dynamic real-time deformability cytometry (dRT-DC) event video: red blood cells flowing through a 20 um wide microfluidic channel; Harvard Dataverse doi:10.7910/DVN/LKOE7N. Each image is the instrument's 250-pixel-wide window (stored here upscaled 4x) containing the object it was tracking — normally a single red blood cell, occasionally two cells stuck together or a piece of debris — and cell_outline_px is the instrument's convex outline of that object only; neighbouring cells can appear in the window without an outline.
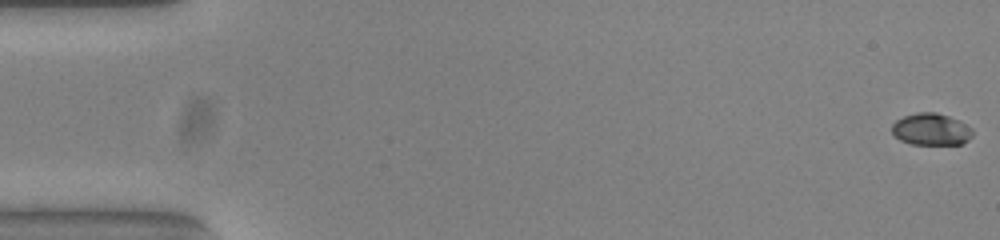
{"species": "common noctule bat (a hibernating species)", "species_latin": "Nyctalus noctula", "temperature_condition": "warm", "stored_images_in_passage": 54, "camera_frame_rate_fps": 3000, "um_per_image_px": 0.085, "animal": {"sex": "female", "body_mass_g": 23.0, "forearm_length_mm": 53.4}, "frame": {"image": 1, "passage_image": 1, "time_ms": 0.0, "image_size_px": [1000, 240], "cell_outline_px": [[972, 136], [968, 140], [960, 144], [912, 144], [900, 140], [892, 132], [892, 124], [896, 120], [904, 116], [916, 112], [936, 112], [960, 120], [972, 128]], "centroid_in_image_um": [79.15, 10.98], "position_along_channel_um": 5.8, "area_um2": 15.03}}
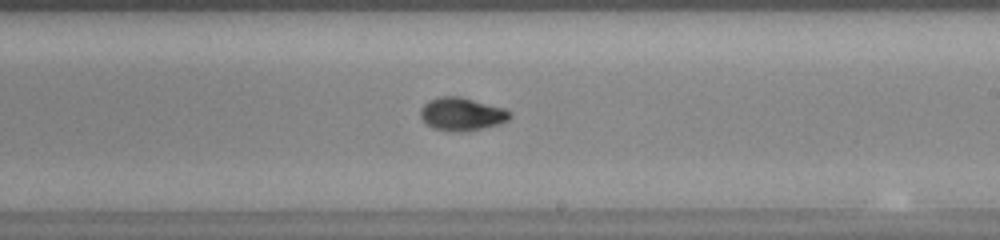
{"frame": {"image": 2, "passage_image": 32, "time_ms": 10.333, "image_size_px": [1000, 240], "cell_outline_px": [[512, 116], [508, 120], [500, 124], [464, 132], [460, 132], [432, 128], [420, 116], [420, 108], [428, 100], [440, 96], [460, 96], [504, 108]], "centroid_in_image_um": [39.24, 9.69], "position_along_channel_um": 249.8, "area_um2": 17.17}}
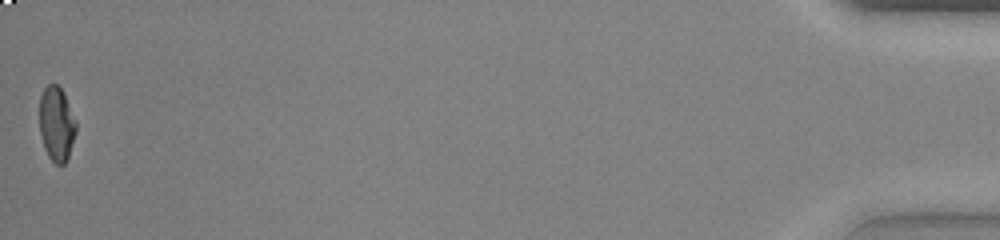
{"frame": {"image": 3, "passage_image": 54, "time_ms": 17.667, "image_size_px": [1000, 240], "cell_outline_px": [[76, 132], [68, 156], [64, 164], [56, 164], [48, 156], [44, 148], [40, 132], [40, 96], [44, 88], [48, 84], [56, 84], [64, 92], [76, 120]], "centroid_in_image_um": [4.81, 10.51], "position_along_channel_um": 430.4, "area_um2": 15.84}, "authors_computed_cell_mechanics": {"area_um2": 16.2129, "velocity_mm_per_s": 3.8415, "shape_relaxation_time_tau1_ms": 4.3248, "shape_relaxation_time_tau2_ms": 1.2149, "deformation_change_tau1": 0.1893, "deformation_change_tau2": 0.0461}}